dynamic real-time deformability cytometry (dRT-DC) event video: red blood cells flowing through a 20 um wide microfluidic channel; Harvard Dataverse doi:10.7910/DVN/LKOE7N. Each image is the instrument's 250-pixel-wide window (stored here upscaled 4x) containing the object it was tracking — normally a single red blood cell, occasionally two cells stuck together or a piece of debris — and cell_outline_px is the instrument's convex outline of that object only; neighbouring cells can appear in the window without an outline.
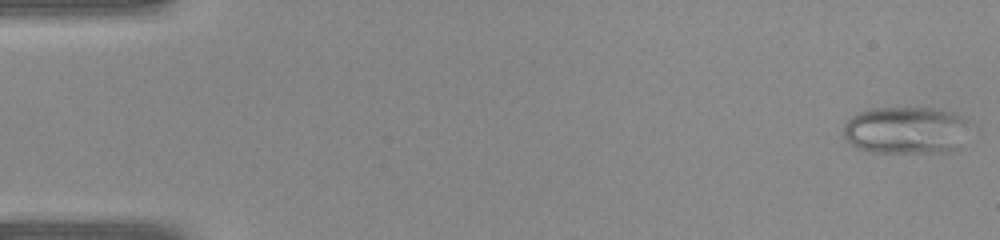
{"species": "common noctule bat (a hibernating species)", "species_latin": "Nyctalus noctula", "temperature_condition": "warm", "stored_images_in_passage": 40, "camera_frame_rate_fps": 3000, "um_per_image_px": 0.085, "animal": {"sex": "female", "body_mass_g": 22.0, "forearm_length_mm": 56.7}, "frame": {"image": 1, "passage_image": 1, "time_ms": 0.0, "image_size_px": [1000, 240], "cell_outline_px": [[964, 120], [956, 148], [932, 152], [872, 152], [856, 148], [844, 136], [844, 124], [852, 116], [860, 112], [872, 108], [932, 108], [956, 112]], "centroid_in_image_um": [76.85, 11.05], "position_along_channel_um": 8.1, "area_um2": 33.64}}
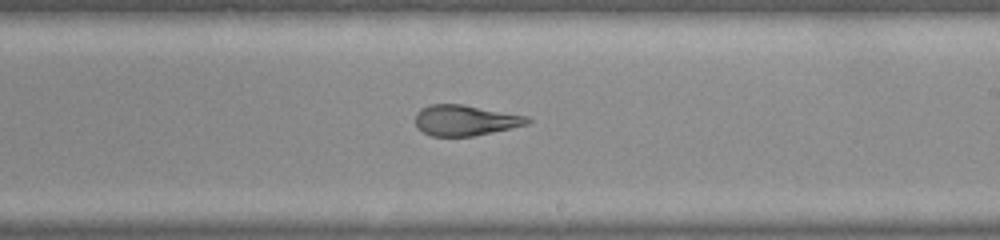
{"frame": {"image": 2, "passage_image": 24, "time_ms": 7.667, "image_size_px": [1000, 240], "cell_outline_px": [[532, 120], [528, 124], [492, 132], [472, 136], [432, 136], [416, 128], [416, 112], [420, 108], [432, 104], [464, 104], [528, 116]], "centroid_in_image_um": [39.54, 10.21], "position_along_channel_um": 249.5, "area_um2": 20.06}}
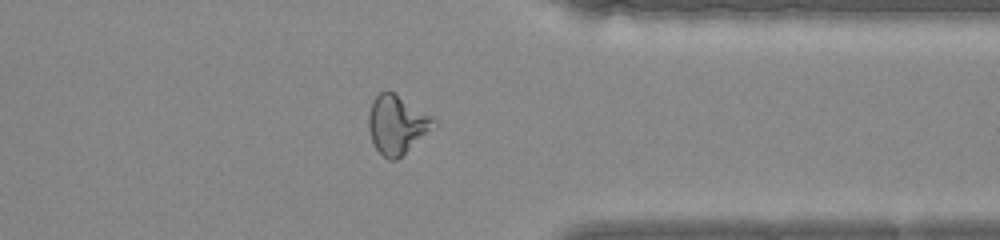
{"frame": {"image": 3, "passage_image": 32, "time_ms": 10.333, "image_size_px": [1000, 240], "cell_outline_px": [[436, 128], [396, 160], [388, 160], [376, 148], [372, 140], [368, 128], [368, 116], [372, 100], [380, 92], [388, 88], [432, 116], [436, 120]], "centroid_in_image_um": [33.76, 10.56], "position_along_channel_um": 377.6, "area_um2": 22.54}}